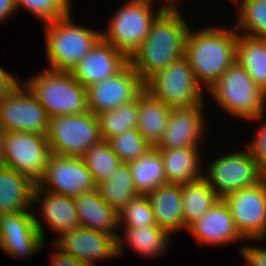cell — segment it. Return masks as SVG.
<instances>
[{"label":"cell","instance_id":"cell-5","mask_svg":"<svg viewBox=\"0 0 266 266\" xmlns=\"http://www.w3.org/2000/svg\"><path fill=\"white\" fill-rule=\"evenodd\" d=\"M71 12L44 24L51 70L71 71L101 38V32L74 24Z\"/></svg>","mask_w":266,"mask_h":266},{"label":"cell","instance_id":"cell-9","mask_svg":"<svg viewBox=\"0 0 266 266\" xmlns=\"http://www.w3.org/2000/svg\"><path fill=\"white\" fill-rule=\"evenodd\" d=\"M51 154L47 135L32 132H5L2 165L38 184L47 167Z\"/></svg>","mask_w":266,"mask_h":266},{"label":"cell","instance_id":"cell-21","mask_svg":"<svg viewBox=\"0 0 266 266\" xmlns=\"http://www.w3.org/2000/svg\"><path fill=\"white\" fill-rule=\"evenodd\" d=\"M171 108L144 89L138 95V118L136 129L144 141L156 148L164 136Z\"/></svg>","mask_w":266,"mask_h":266},{"label":"cell","instance_id":"cell-12","mask_svg":"<svg viewBox=\"0 0 266 266\" xmlns=\"http://www.w3.org/2000/svg\"><path fill=\"white\" fill-rule=\"evenodd\" d=\"M0 126L5 131L47 135L49 115L23 83L0 101Z\"/></svg>","mask_w":266,"mask_h":266},{"label":"cell","instance_id":"cell-6","mask_svg":"<svg viewBox=\"0 0 266 266\" xmlns=\"http://www.w3.org/2000/svg\"><path fill=\"white\" fill-rule=\"evenodd\" d=\"M47 140L51 153L82 158L90 147L102 140L97 116L87 111L49 117Z\"/></svg>","mask_w":266,"mask_h":266},{"label":"cell","instance_id":"cell-23","mask_svg":"<svg viewBox=\"0 0 266 266\" xmlns=\"http://www.w3.org/2000/svg\"><path fill=\"white\" fill-rule=\"evenodd\" d=\"M146 196L158 227L170 234L184 228L181 185L167 183Z\"/></svg>","mask_w":266,"mask_h":266},{"label":"cell","instance_id":"cell-24","mask_svg":"<svg viewBox=\"0 0 266 266\" xmlns=\"http://www.w3.org/2000/svg\"><path fill=\"white\" fill-rule=\"evenodd\" d=\"M41 193L44 195L42 217L51 229L60 234L59 236L80 226L74 198L42 190L36 185L34 203H40L38 198Z\"/></svg>","mask_w":266,"mask_h":266},{"label":"cell","instance_id":"cell-10","mask_svg":"<svg viewBox=\"0 0 266 266\" xmlns=\"http://www.w3.org/2000/svg\"><path fill=\"white\" fill-rule=\"evenodd\" d=\"M208 172L210 173L203 177L219 198L242 188L255 186L266 177V173L248 150L217 158L209 166Z\"/></svg>","mask_w":266,"mask_h":266},{"label":"cell","instance_id":"cell-37","mask_svg":"<svg viewBox=\"0 0 266 266\" xmlns=\"http://www.w3.org/2000/svg\"><path fill=\"white\" fill-rule=\"evenodd\" d=\"M250 155L266 173V123L261 126L257 137L248 145Z\"/></svg>","mask_w":266,"mask_h":266},{"label":"cell","instance_id":"cell-1","mask_svg":"<svg viewBox=\"0 0 266 266\" xmlns=\"http://www.w3.org/2000/svg\"><path fill=\"white\" fill-rule=\"evenodd\" d=\"M189 28L177 6H167L156 17L145 41L129 58L144 83L170 63L184 57Z\"/></svg>","mask_w":266,"mask_h":266},{"label":"cell","instance_id":"cell-20","mask_svg":"<svg viewBox=\"0 0 266 266\" xmlns=\"http://www.w3.org/2000/svg\"><path fill=\"white\" fill-rule=\"evenodd\" d=\"M74 200L79 225L113 236L117 240V254L121 253L123 237L113 232L118 227V213L101 197L98 189L81 193Z\"/></svg>","mask_w":266,"mask_h":266},{"label":"cell","instance_id":"cell-26","mask_svg":"<svg viewBox=\"0 0 266 266\" xmlns=\"http://www.w3.org/2000/svg\"><path fill=\"white\" fill-rule=\"evenodd\" d=\"M128 164L138 195H147L159 186L167 184L163 161L157 148L151 147L144 155Z\"/></svg>","mask_w":266,"mask_h":266},{"label":"cell","instance_id":"cell-43","mask_svg":"<svg viewBox=\"0 0 266 266\" xmlns=\"http://www.w3.org/2000/svg\"><path fill=\"white\" fill-rule=\"evenodd\" d=\"M175 1L176 0H167V2H166V6H176V4H175Z\"/></svg>","mask_w":266,"mask_h":266},{"label":"cell","instance_id":"cell-27","mask_svg":"<svg viewBox=\"0 0 266 266\" xmlns=\"http://www.w3.org/2000/svg\"><path fill=\"white\" fill-rule=\"evenodd\" d=\"M181 192L183 222L186 230L219 199L204 177L182 184Z\"/></svg>","mask_w":266,"mask_h":266},{"label":"cell","instance_id":"cell-8","mask_svg":"<svg viewBox=\"0 0 266 266\" xmlns=\"http://www.w3.org/2000/svg\"><path fill=\"white\" fill-rule=\"evenodd\" d=\"M201 87L185 57L170 63L145 83V89L171 109L202 104Z\"/></svg>","mask_w":266,"mask_h":266},{"label":"cell","instance_id":"cell-15","mask_svg":"<svg viewBox=\"0 0 266 266\" xmlns=\"http://www.w3.org/2000/svg\"><path fill=\"white\" fill-rule=\"evenodd\" d=\"M87 89L88 111L97 115L112 111L135 100L145 89V83L128 63L119 73L95 83Z\"/></svg>","mask_w":266,"mask_h":266},{"label":"cell","instance_id":"cell-31","mask_svg":"<svg viewBox=\"0 0 266 266\" xmlns=\"http://www.w3.org/2000/svg\"><path fill=\"white\" fill-rule=\"evenodd\" d=\"M125 237L133 250L147 256L166 251L171 234L158 226L125 227ZM165 250V251H164Z\"/></svg>","mask_w":266,"mask_h":266},{"label":"cell","instance_id":"cell-32","mask_svg":"<svg viewBox=\"0 0 266 266\" xmlns=\"http://www.w3.org/2000/svg\"><path fill=\"white\" fill-rule=\"evenodd\" d=\"M82 158L96 185L108 180L122 164L106 140L90 147Z\"/></svg>","mask_w":266,"mask_h":266},{"label":"cell","instance_id":"cell-3","mask_svg":"<svg viewBox=\"0 0 266 266\" xmlns=\"http://www.w3.org/2000/svg\"><path fill=\"white\" fill-rule=\"evenodd\" d=\"M49 117L77 115L88 111L87 89L71 71L47 69L24 83Z\"/></svg>","mask_w":266,"mask_h":266},{"label":"cell","instance_id":"cell-41","mask_svg":"<svg viewBox=\"0 0 266 266\" xmlns=\"http://www.w3.org/2000/svg\"><path fill=\"white\" fill-rule=\"evenodd\" d=\"M15 9H17L15 0H0V21L11 16Z\"/></svg>","mask_w":266,"mask_h":266},{"label":"cell","instance_id":"cell-19","mask_svg":"<svg viewBox=\"0 0 266 266\" xmlns=\"http://www.w3.org/2000/svg\"><path fill=\"white\" fill-rule=\"evenodd\" d=\"M187 230L193 234L201 244H227L244 239L237 231L229 208L222 198L198 220L192 223Z\"/></svg>","mask_w":266,"mask_h":266},{"label":"cell","instance_id":"cell-36","mask_svg":"<svg viewBox=\"0 0 266 266\" xmlns=\"http://www.w3.org/2000/svg\"><path fill=\"white\" fill-rule=\"evenodd\" d=\"M16 8L24 7L42 22L50 23L66 16L71 11L70 0H15Z\"/></svg>","mask_w":266,"mask_h":266},{"label":"cell","instance_id":"cell-38","mask_svg":"<svg viewBox=\"0 0 266 266\" xmlns=\"http://www.w3.org/2000/svg\"><path fill=\"white\" fill-rule=\"evenodd\" d=\"M240 253L244 256L247 266H266V248L240 247Z\"/></svg>","mask_w":266,"mask_h":266},{"label":"cell","instance_id":"cell-4","mask_svg":"<svg viewBox=\"0 0 266 266\" xmlns=\"http://www.w3.org/2000/svg\"><path fill=\"white\" fill-rule=\"evenodd\" d=\"M212 96L233 116L259 120L264 117L266 93L236 61L209 88Z\"/></svg>","mask_w":266,"mask_h":266},{"label":"cell","instance_id":"cell-2","mask_svg":"<svg viewBox=\"0 0 266 266\" xmlns=\"http://www.w3.org/2000/svg\"><path fill=\"white\" fill-rule=\"evenodd\" d=\"M237 38L230 29L207 27L194 33L189 28L184 57L200 85L209 89L236 61Z\"/></svg>","mask_w":266,"mask_h":266},{"label":"cell","instance_id":"cell-28","mask_svg":"<svg viewBox=\"0 0 266 266\" xmlns=\"http://www.w3.org/2000/svg\"><path fill=\"white\" fill-rule=\"evenodd\" d=\"M236 62L245 68L254 82L266 93V39L238 34Z\"/></svg>","mask_w":266,"mask_h":266},{"label":"cell","instance_id":"cell-18","mask_svg":"<svg viewBox=\"0 0 266 266\" xmlns=\"http://www.w3.org/2000/svg\"><path fill=\"white\" fill-rule=\"evenodd\" d=\"M203 104L171 109L164 136L156 148L197 147L205 131V118L201 110Z\"/></svg>","mask_w":266,"mask_h":266},{"label":"cell","instance_id":"cell-42","mask_svg":"<svg viewBox=\"0 0 266 266\" xmlns=\"http://www.w3.org/2000/svg\"><path fill=\"white\" fill-rule=\"evenodd\" d=\"M5 130L0 126V164L4 156V141H5Z\"/></svg>","mask_w":266,"mask_h":266},{"label":"cell","instance_id":"cell-35","mask_svg":"<svg viewBox=\"0 0 266 266\" xmlns=\"http://www.w3.org/2000/svg\"><path fill=\"white\" fill-rule=\"evenodd\" d=\"M126 222L125 227L157 226L150 201L146 195L132 198L125 208L118 213V226Z\"/></svg>","mask_w":266,"mask_h":266},{"label":"cell","instance_id":"cell-29","mask_svg":"<svg viewBox=\"0 0 266 266\" xmlns=\"http://www.w3.org/2000/svg\"><path fill=\"white\" fill-rule=\"evenodd\" d=\"M101 197L120 213L132 198L138 194L133 185V177L128 163H123L116 169L111 177L97 185Z\"/></svg>","mask_w":266,"mask_h":266},{"label":"cell","instance_id":"cell-34","mask_svg":"<svg viewBox=\"0 0 266 266\" xmlns=\"http://www.w3.org/2000/svg\"><path fill=\"white\" fill-rule=\"evenodd\" d=\"M107 142L123 163L134 161L151 148L136 128L124 131L108 139Z\"/></svg>","mask_w":266,"mask_h":266},{"label":"cell","instance_id":"cell-30","mask_svg":"<svg viewBox=\"0 0 266 266\" xmlns=\"http://www.w3.org/2000/svg\"><path fill=\"white\" fill-rule=\"evenodd\" d=\"M102 140H108L124 131L137 127L138 97L131 102L122 104L115 110L98 113L97 115Z\"/></svg>","mask_w":266,"mask_h":266},{"label":"cell","instance_id":"cell-14","mask_svg":"<svg viewBox=\"0 0 266 266\" xmlns=\"http://www.w3.org/2000/svg\"><path fill=\"white\" fill-rule=\"evenodd\" d=\"M30 212L0 214V248L10 256H32L45 244L40 219Z\"/></svg>","mask_w":266,"mask_h":266},{"label":"cell","instance_id":"cell-33","mask_svg":"<svg viewBox=\"0 0 266 266\" xmlns=\"http://www.w3.org/2000/svg\"><path fill=\"white\" fill-rule=\"evenodd\" d=\"M240 8L235 30L244 29L249 31L245 36L266 39V0H241Z\"/></svg>","mask_w":266,"mask_h":266},{"label":"cell","instance_id":"cell-17","mask_svg":"<svg viewBox=\"0 0 266 266\" xmlns=\"http://www.w3.org/2000/svg\"><path fill=\"white\" fill-rule=\"evenodd\" d=\"M56 247L75 259L96 266L94 261L117 256V240L104 232L79 226L55 240Z\"/></svg>","mask_w":266,"mask_h":266},{"label":"cell","instance_id":"cell-39","mask_svg":"<svg viewBox=\"0 0 266 266\" xmlns=\"http://www.w3.org/2000/svg\"><path fill=\"white\" fill-rule=\"evenodd\" d=\"M18 86L19 82L15 77L0 67V101L11 94Z\"/></svg>","mask_w":266,"mask_h":266},{"label":"cell","instance_id":"cell-16","mask_svg":"<svg viewBox=\"0 0 266 266\" xmlns=\"http://www.w3.org/2000/svg\"><path fill=\"white\" fill-rule=\"evenodd\" d=\"M129 58L115 49L102 37L91 50L79 60L71 70L74 78L85 88L102 82L119 73L127 64Z\"/></svg>","mask_w":266,"mask_h":266},{"label":"cell","instance_id":"cell-7","mask_svg":"<svg viewBox=\"0 0 266 266\" xmlns=\"http://www.w3.org/2000/svg\"><path fill=\"white\" fill-rule=\"evenodd\" d=\"M153 0H130L116 11L107 33L101 37L128 58L140 47L150 32L153 21L167 7L162 6L154 15Z\"/></svg>","mask_w":266,"mask_h":266},{"label":"cell","instance_id":"cell-22","mask_svg":"<svg viewBox=\"0 0 266 266\" xmlns=\"http://www.w3.org/2000/svg\"><path fill=\"white\" fill-rule=\"evenodd\" d=\"M34 184L14 169L0 164V214H15L34 203Z\"/></svg>","mask_w":266,"mask_h":266},{"label":"cell","instance_id":"cell-40","mask_svg":"<svg viewBox=\"0 0 266 266\" xmlns=\"http://www.w3.org/2000/svg\"><path fill=\"white\" fill-rule=\"evenodd\" d=\"M57 249L58 251L51 258L52 266H89L75 259L70 254L63 252L60 248L57 247Z\"/></svg>","mask_w":266,"mask_h":266},{"label":"cell","instance_id":"cell-13","mask_svg":"<svg viewBox=\"0 0 266 266\" xmlns=\"http://www.w3.org/2000/svg\"><path fill=\"white\" fill-rule=\"evenodd\" d=\"M37 186L42 190L71 198L97 189L83 158L53 153L48 157L46 172Z\"/></svg>","mask_w":266,"mask_h":266},{"label":"cell","instance_id":"cell-25","mask_svg":"<svg viewBox=\"0 0 266 266\" xmlns=\"http://www.w3.org/2000/svg\"><path fill=\"white\" fill-rule=\"evenodd\" d=\"M158 150L163 161L167 183L182 185L203 177L199 172L201 164L198 147Z\"/></svg>","mask_w":266,"mask_h":266},{"label":"cell","instance_id":"cell-11","mask_svg":"<svg viewBox=\"0 0 266 266\" xmlns=\"http://www.w3.org/2000/svg\"><path fill=\"white\" fill-rule=\"evenodd\" d=\"M243 238L266 237V177L257 185L231 192L222 198Z\"/></svg>","mask_w":266,"mask_h":266}]
</instances>
